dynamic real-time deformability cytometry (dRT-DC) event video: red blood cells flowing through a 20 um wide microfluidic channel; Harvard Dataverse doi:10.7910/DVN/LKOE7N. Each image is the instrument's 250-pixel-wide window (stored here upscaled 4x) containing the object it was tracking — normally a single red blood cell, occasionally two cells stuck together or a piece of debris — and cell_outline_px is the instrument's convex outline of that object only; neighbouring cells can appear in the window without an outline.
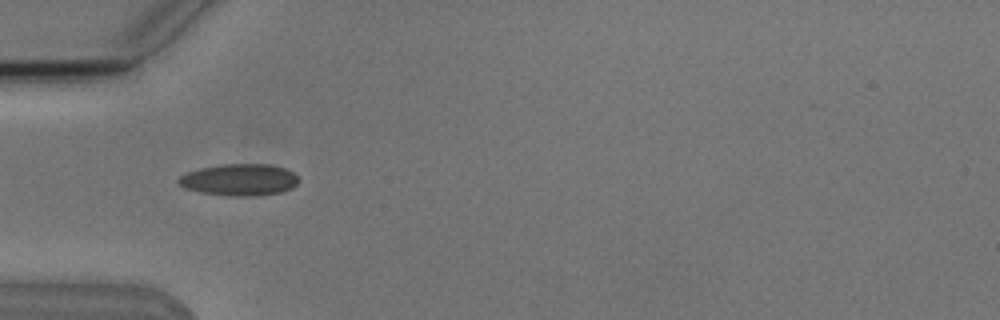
{"species": "Egyptian fruit bat (a non-hibernating species)", "species_latin": "Rousettus aegyptiacus", "temperature_condition": "cold", "stored_images_in_passage": 4, "camera_frame_rate_fps": 3000, "um_per_image_px": 0.085, "animal": {"sex": "male"}, "frame": {"image": 1, "passage_image": 2, "time_ms": 1.333, "image_size_px": [1000, 320], "cell_outline_px": [[300, 180], [292, 188], [280, 192], [256, 196], [228, 196], [200, 192], [188, 188], [180, 184], [176, 180], [180, 176], [188, 172], [200, 168], [224, 164], [268, 164], [284, 168], [292, 172]], "centroid_in_image_um": [20.36, 15.28], "position_along_channel_um": 64.6, "area_um2": 22.08}}
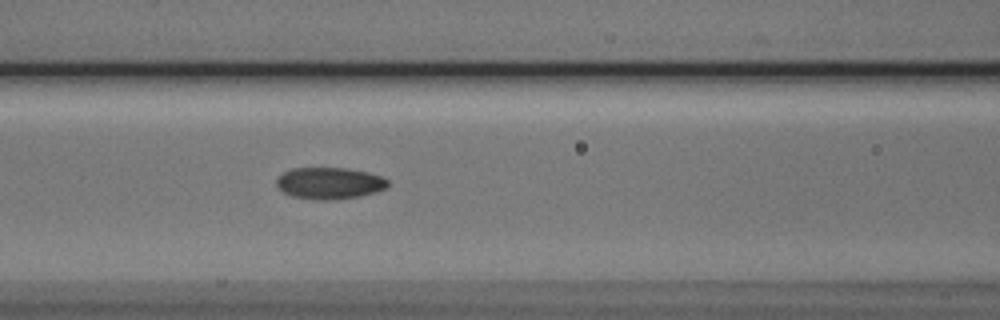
{"frame": {"image": 2, "passage_image": 4, "time_ms": 3.333, "image_size_px": [1000, 320], "cell_outline_px": [[388, 184], [384, 188], [376, 192], [360, 196], [328, 200], [312, 200], [292, 196], [284, 192], [276, 184], [276, 180], [284, 172], [292, 168], [348, 168], [368, 172], [380, 176], [388, 180]], "centroid_in_image_um": [28.0, 15.57], "position_along_channel_um": 138.6, "area_um2": 20.46}}